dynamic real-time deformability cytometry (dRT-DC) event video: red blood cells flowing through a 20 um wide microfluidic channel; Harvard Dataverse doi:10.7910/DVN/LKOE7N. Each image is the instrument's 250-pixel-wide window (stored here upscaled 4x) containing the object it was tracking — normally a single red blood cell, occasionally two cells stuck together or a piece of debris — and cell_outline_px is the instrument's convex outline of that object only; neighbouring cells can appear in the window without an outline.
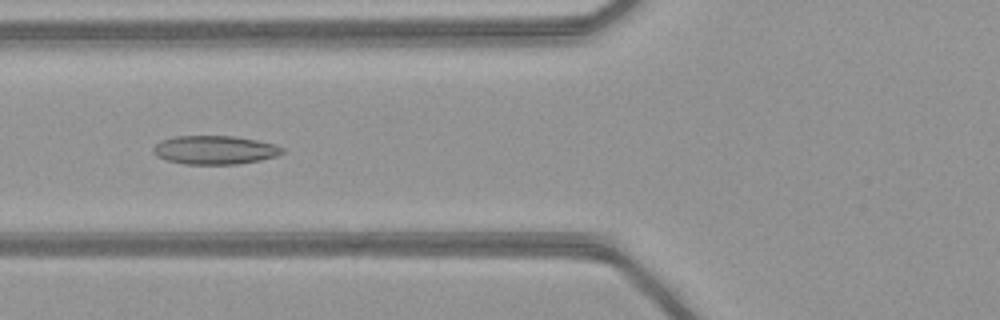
{"species": "common noctule bat (a hibernating species)", "species_latin": "Nyctalus noctula", "temperature_condition": "warm", "stored_images_in_passage": 50, "camera_frame_rate_fps": 3000, "um_per_image_px": 0.085, "animal": {"sex": "female", "body_mass_g": 21.9}, "frame": {"image": 1, "passage_image": 20, "time_ms": 6.333, "image_size_px": [1000, 320], "cell_outline_px": [[284, 152], [276, 156], [260, 160], [236, 164], [184, 164], [168, 160], [156, 156], [152, 152], [152, 148], [160, 140], [176, 136], [232, 136], [256, 140], [276, 144], [284, 148]], "centroid_in_image_um": [18.24, 12.74], "position_along_channel_um": 107.6, "area_um2": 21.56}}
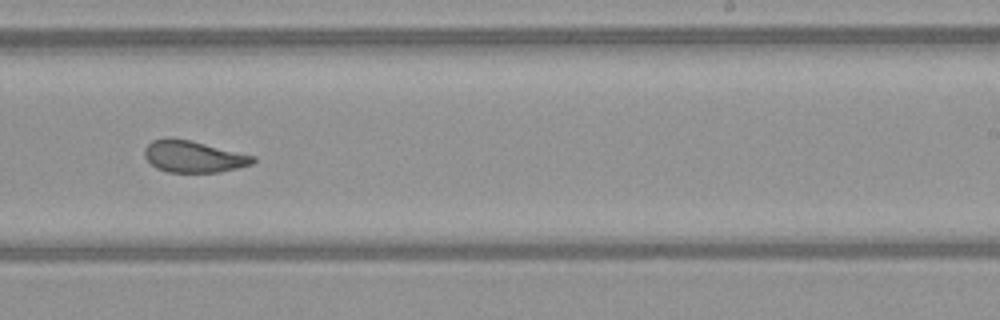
{"frame": {"image": 2, "passage_image": 32, "time_ms": 10.333, "image_size_px": [1000, 320], "cell_outline_px": [[256, 160], [252, 164], [220, 172], [168, 172], [156, 168], [144, 156], [144, 148], [152, 140], [168, 136], [192, 140], [256, 156]], "centroid_in_image_um": [16.43, 13.28], "position_along_channel_um": 272.6, "area_um2": 20.29}}
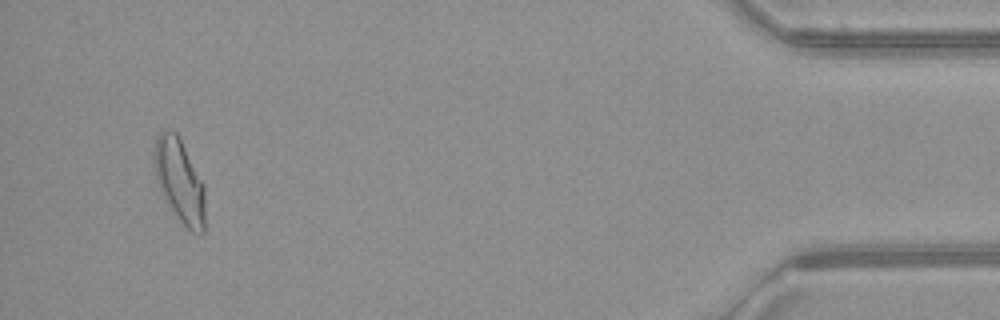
{"frame": {"image": 3, "passage_image": 48, "time_ms": 15.667, "image_size_px": [1000, 320], "cell_outline_px": [[204, 232], [192, 232], [180, 220], [168, 204], [156, 180], [152, 152], [156, 140], [160, 132], [176, 132], [204, 184]], "centroid_in_image_um": [15.25, 15.36], "position_along_channel_um": 420.0, "area_um2": 24.16}, "authors_computed_cell_mechanics": {"area_um2": 21.8773, "velocity_mm_per_s": 4.1163, "shape_relaxation_time_tau1_ms": 4.7212, "shape_relaxation_time_tau2_ms": 1.4355, "deformation_change_tau1": 0.1432, "deformation_change_tau2": 0.078}}